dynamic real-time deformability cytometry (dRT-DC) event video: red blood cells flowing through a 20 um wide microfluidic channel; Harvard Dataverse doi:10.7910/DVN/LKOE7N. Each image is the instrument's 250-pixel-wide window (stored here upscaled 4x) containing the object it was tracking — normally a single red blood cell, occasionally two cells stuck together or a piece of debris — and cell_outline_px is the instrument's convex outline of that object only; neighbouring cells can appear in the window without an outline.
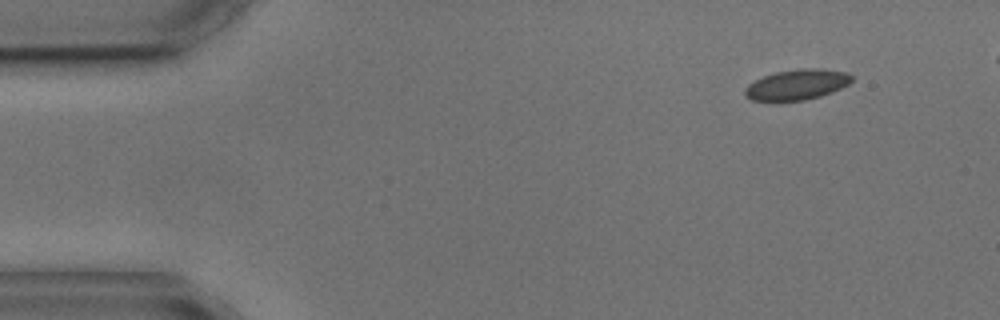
{"species": "common noctule bat (a hibernating species)", "species_latin": "Nyctalus noctula", "temperature_condition": "cold", "stored_images_in_passage": 7, "camera_frame_rate_fps": 3000, "um_per_image_px": 0.085, "animal": {"sex": "male", "body_mass_g": 17.9, "forearm_length_mm": 54.2}, "frame": {"image": 1, "passage_image": 1, "time_ms": 0.0, "image_size_px": [1000, 320], "cell_outline_px": [[852, 80], [848, 84], [832, 92], [820, 96], [804, 100], [752, 100], [744, 96], [744, 88], [748, 84], [764, 76], [776, 72], [800, 68], [820, 68], [848, 72], [852, 76]], "centroid_in_image_um": [67.75, 7.18], "position_along_channel_um": 17.3, "area_um2": 18.84}}
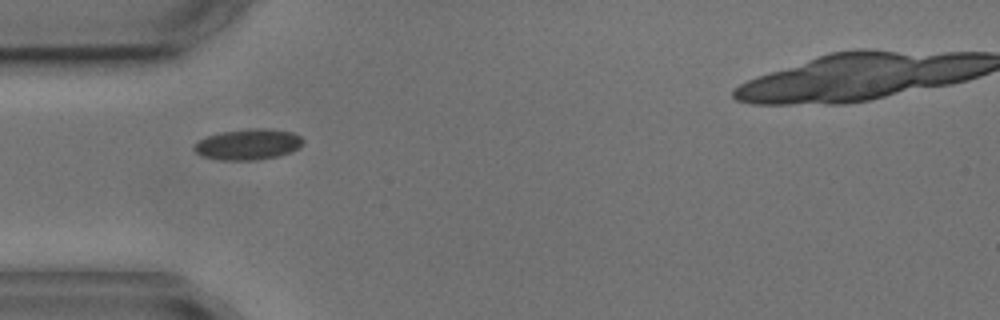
{"frame": {"image": 2, "passage_image": 4, "time_ms": 3.667, "image_size_px": [1000, 320], "cell_outline_px": [[304, 144], [300, 148], [292, 152], [280, 156], [260, 160], [220, 160], [204, 156], [196, 152], [192, 148], [204, 136], [220, 132], [248, 128], [268, 128], [292, 132], [300, 136], [304, 140]], "centroid_in_image_um": [21.14, 12.27], "position_along_channel_um": 63.9, "area_um2": 19.94}}